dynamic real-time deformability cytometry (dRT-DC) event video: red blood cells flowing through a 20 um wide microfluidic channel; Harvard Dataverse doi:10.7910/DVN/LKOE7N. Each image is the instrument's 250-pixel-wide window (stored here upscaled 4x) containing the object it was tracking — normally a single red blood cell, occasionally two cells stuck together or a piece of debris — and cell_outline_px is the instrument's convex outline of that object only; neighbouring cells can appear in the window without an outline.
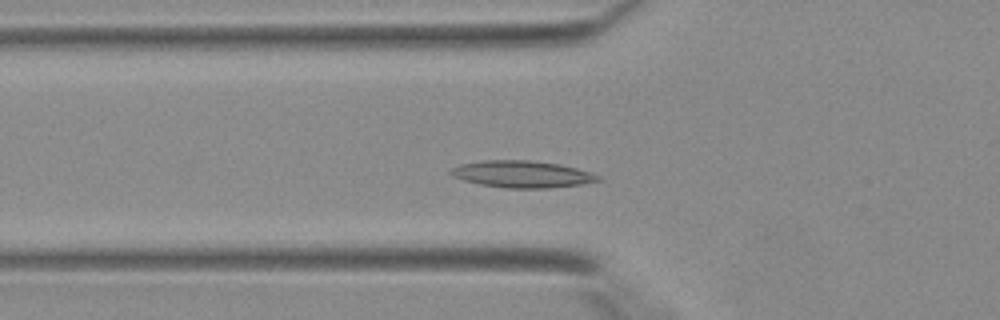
{"species": "Egyptian fruit bat (a non-hibernating species)", "species_latin": "Rousettus aegyptiacus", "temperature_condition": "warm", "stored_images_in_passage": 36, "camera_frame_rate_fps": 3000, "um_per_image_px": 0.085, "animal": {"sex": "female"}, "frame": {"image": 1, "passage_image": 9, "time_ms": 2.667, "image_size_px": [1000, 320], "cell_outline_px": [[604, 180], [580, 184], [548, 188], [504, 188], [480, 184], [464, 180], [452, 176], [448, 172], [452, 168], [460, 164], [480, 160], [532, 160], [560, 164], [576, 168], [600, 176]], "centroid_in_image_um": [44.36, 14.8], "position_along_channel_um": 81.4, "area_um2": 23.12}}
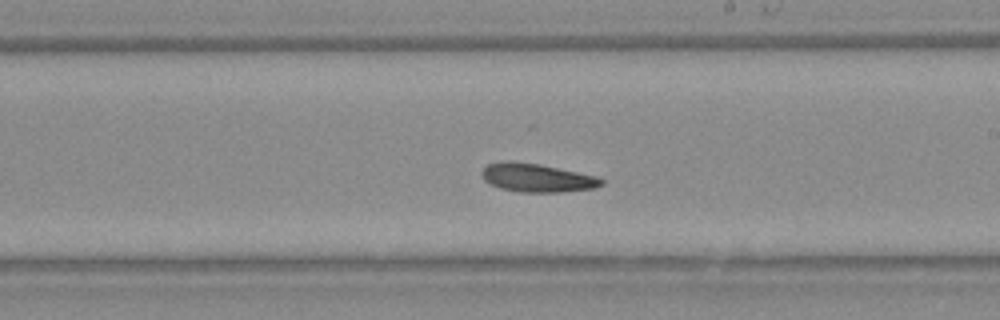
{"frame": {"image": 2, "passage_image": 19, "time_ms": 6.0, "image_size_px": [1000, 320], "cell_outline_px": [[604, 184], [596, 188], [560, 192], [520, 192], [500, 188], [488, 184], [484, 180], [480, 172], [488, 164], [500, 160], [508, 160], [540, 164], [600, 176], [604, 180]], "centroid_in_image_um": [45.65, 15.1], "position_along_channel_um": 243.3, "area_um2": 20.29}}
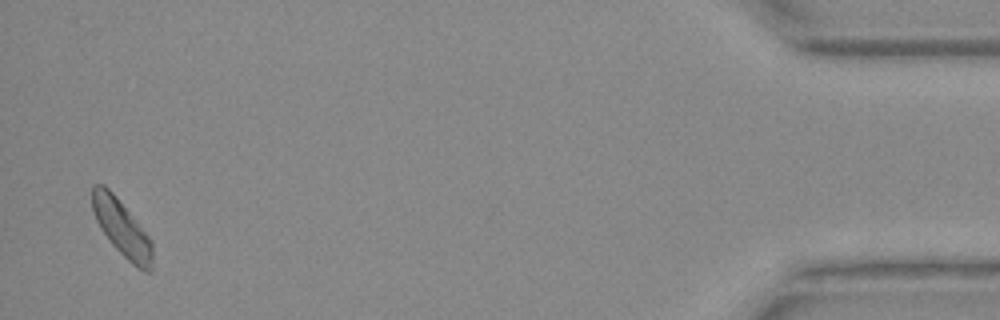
{"frame": {"image": 3, "passage_image": 35, "time_ms": 11.333, "image_size_px": [1000, 320], "cell_outline_px": [[152, 272], [144, 272], [132, 264], [112, 244], [100, 228], [96, 220], [92, 208], [92, 188], [96, 184], [104, 184], [116, 196], [152, 240]], "centroid_in_image_um": [10.36, 19.4], "position_along_channel_um": 424.8, "area_um2": 19.59}}